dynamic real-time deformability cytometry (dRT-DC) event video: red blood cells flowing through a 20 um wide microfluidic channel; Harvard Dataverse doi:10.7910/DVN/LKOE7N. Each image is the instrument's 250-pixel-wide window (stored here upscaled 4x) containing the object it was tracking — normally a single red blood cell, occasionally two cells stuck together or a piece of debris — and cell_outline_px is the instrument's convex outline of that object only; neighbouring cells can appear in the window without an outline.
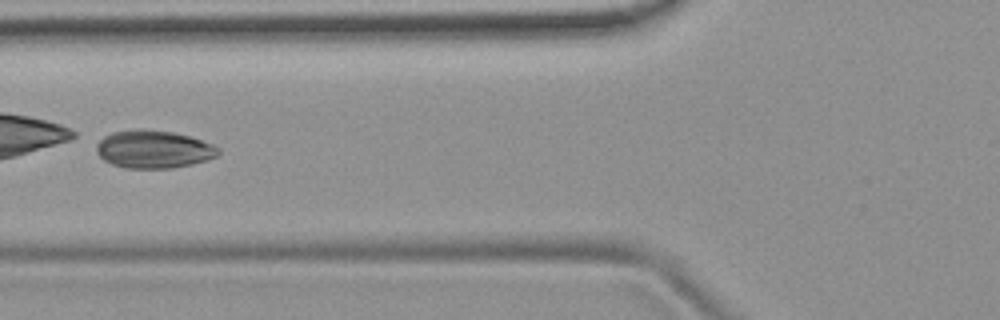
{"species": "common noctule bat (a hibernating species)", "species_latin": "Nyctalus noctula", "temperature_condition": "room temperature", "stored_images_in_passage": 6, "camera_frame_rate_fps": 3000, "um_per_image_px": 0.085, "animal": {"sex": "female", "body_mass_g": 19.9}, "frame": {"image": 1, "passage_image": 6, "time_ms": 1.667, "image_size_px": [1000, 320], "cell_outline_px": [[220, 152], [216, 156], [208, 160], [192, 164], [172, 168], [124, 168], [112, 164], [104, 160], [96, 152], [96, 144], [104, 136], [112, 132], [140, 128], [172, 132], [188, 136], [212, 144], [220, 148]], "centroid_in_image_um": [13.04, 12.69], "position_along_channel_um": 112.8, "area_um2": 26.93}}